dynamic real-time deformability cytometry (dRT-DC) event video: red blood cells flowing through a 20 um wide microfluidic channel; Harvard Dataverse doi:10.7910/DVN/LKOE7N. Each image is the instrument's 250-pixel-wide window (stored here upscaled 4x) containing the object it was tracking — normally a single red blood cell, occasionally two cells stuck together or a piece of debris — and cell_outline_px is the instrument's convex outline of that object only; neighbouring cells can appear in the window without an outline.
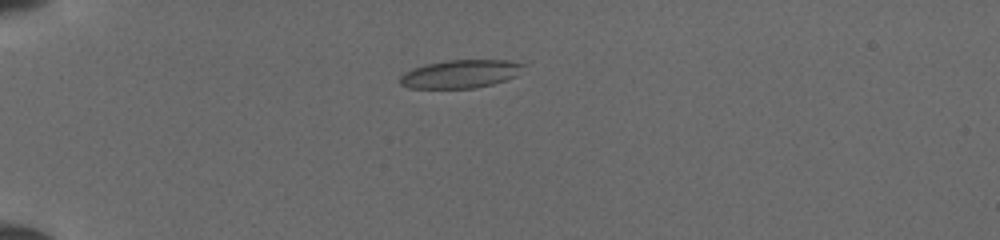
{"species": "common noctule bat (a hibernating species)", "species_latin": "Nyctalus noctula", "temperature_condition": "cold", "stored_images_in_passage": 37, "camera_frame_rate_fps": 3000, "um_per_image_px": 0.085, "animal": {"sex": "female", "body_mass_g": 19.5, "forearm_length_mm": 54.1}, "frame": {"image": 1, "passage_image": 1, "time_ms": 0.0, "image_size_px": [1000, 240], "cell_outline_px": [[524, 64], [516, 76], [492, 84], [472, 88], [408, 88], [400, 84], [400, 76], [404, 72], [412, 68], [424, 64], [444, 60], [504, 60]], "centroid_in_image_um": [39.06, 6.28], "position_along_channel_um": 45.9, "area_um2": 20.17}}
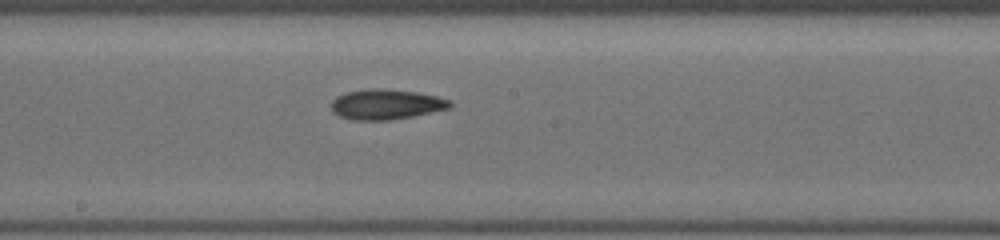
{"frame": {"image": 2, "passage_image": 16, "time_ms": 5.0, "image_size_px": [1000, 240], "cell_outline_px": [[452, 108], [412, 116], [388, 120], [352, 120], [340, 116], [332, 112], [332, 100], [336, 96], [344, 92], [368, 88], [380, 88], [416, 92], [436, 96], [448, 100], [452, 104]], "centroid_in_image_um": [32.79, 8.86], "position_along_channel_um": 215.4, "area_um2": 20.92}}
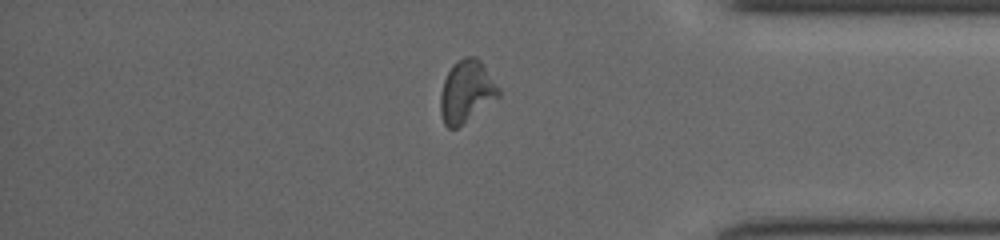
{"frame": {"image": 3, "passage_image": 30, "time_ms": 9.667, "image_size_px": [1000, 240], "cell_outline_px": [[500, 96], [456, 128], [448, 128], [444, 124], [440, 116], [440, 96], [444, 80], [452, 64], [456, 60], [464, 56], [472, 56], [480, 60], [500, 88]], "centroid_in_image_um": [39.63, 7.76], "position_along_channel_um": 395.6, "area_um2": 20.98}}